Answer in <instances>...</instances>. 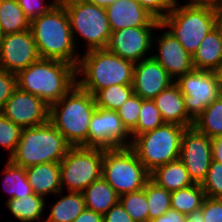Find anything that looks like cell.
I'll list each match as a JSON object with an SVG mask.
<instances>
[{
	"label": "cell",
	"instance_id": "cell-45",
	"mask_svg": "<svg viewBox=\"0 0 222 222\" xmlns=\"http://www.w3.org/2000/svg\"><path fill=\"white\" fill-rule=\"evenodd\" d=\"M74 222H103V215L86 208Z\"/></svg>",
	"mask_w": 222,
	"mask_h": 222
},
{
	"label": "cell",
	"instance_id": "cell-26",
	"mask_svg": "<svg viewBox=\"0 0 222 222\" xmlns=\"http://www.w3.org/2000/svg\"><path fill=\"white\" fill-rule=\"evenodd\" d=\"M6 206L20 222H35L37 220L41 222L46 205L44 197L33 193L29 196H23L21 199H7Z\"/></svg>",
	"mask_w": 222,
	"mask_h": 222
},
{
	"label": "cell",
	"instance_id": "cell-31",
	"mask_svg": "<svg viewBox=\"0 0 222 222\" xmlns=\"http://www.w3.org/2000/svg\"><path fill=\"white\" fill-rule=\"evenodd\" d=\"M133 93L132 85H112L94 95L95 104L96 107L117 111Z\"/></svg>",
	"mask_w": 222,
	"mask_h": 222
},
{
	"label": "cell",
	"instance_id": "cell-19",
	"mask_svg": "<svg viewBox=\"0 0 222 222\" xmlns=\"http://www.w3.org/2000/svg\"><path fill=\"white\" fill-rule=\"evenodd\" d=\"M111 32L128 27H158L156 20L135 0H118L106 8Z\"/></svg>",
	"mask_w": 222,
	"mask_h": 222
},
{
	"label": "cell",
	"instance_id": "cell-3",
	"mask_svg": "<svg viewBox=\"0 0 222 222\" xmlns=\"http://www.w3.org/2000/svg\"><path fill=\"white\" fill-rule=\"evenodd\" d=\"M96 109L94 96L77 83L59 101L49 106V122L72 147H88V131Z\"/></svg>",
	"mask_w": 222,
	"mask_h": 222
},
{
	"label": "cell",
	"instance_id": "cell-46",
	"mask_svg": "<svg viewBox=\"0 0 222 222\" xmlns=\"http://www.w3.org/2000/svg\"><path fill=\"white\" fill-rule=\"evenodd\" d=\"M212 140V159L222 163V136L215 137Z\"/></svg>",
	"mask_w": 222,
	"mask_h": 222
},
{
	"label": "cell",
	"instance_id": "cell-41",
	"mask_svg": "<svg viewBox=\"0 0 222 222\" xmlns=\"http://www.w3.org/2000/svg\"><path fill=\"white\" fill-rule=\"evenodd\" d=\"M200 210L205 222H222V198L206 197Z\"/></svg>",
	"mask_w": 222,
	"mask_h": 222
},
{
	"label": "cell",
	"instance_id": "cell-6",
	"mask_svg": "<svg viewBox=\"0 0 222 222\" xmlns=\"http://www.w3.org/2000/svg\"><path fill=\"white\" fill-rule=\"evenodd\" d=\"M221 20V9L173 6L160 24L161 30L168 28L167 31L193 55L198 50L201 41Z\"/></svg>",
	"mask_w": 222,
	"mask_h": 222
},
{
	"label": "cell",
	"instance_id": "cell-9",
	"mask_svg": "<svg viewBox=\"0 0 222 222\" xmlns=\"http://www.w3.org/2000/svg\"><path fill=\"white\" fill-rule=\"evenodd\" d=\"M59 1L67 12L75 46V35L79 34L86 42V51L105 49L111 35L106 9L83 0Z\"/></svg>",
	"mask_w": 222,
	"mask_h": 222
},
{
	"label": "cell",
	"instance_id": "cell-32",
	"mask_svg": "<svg viewBox=\"0 0 222 222\" xmlns=\"http://www.w3.org/2000/svg\"><path fill=\"white\" fill-rule=\"evenodd\" d=\"M149 208V221L158 218L171 209V192L149 179L145 184Z\"/></svg>",
	"mask_w": 222,
	"mask_h": 222
},
{
	"label": "cell",
	"instance_id": "cell-16",
	"mask_svg": "<svg viewBox=\"0 0 222 222\" xmlns=\"http://www.w3.org/2000/svg\"><path fill=\"white\" fill-rule=\"evenodd\" d=\"M40 58L31 29L3 35L0 69L18 73Z\"/></svg>",
	"mask_w": 222,
	"mask_h": 222
},
{
	"label": "cell",
	"instance_id": "cell-48",
	"mask_svg": "<svg viewBox=\"0 0 222 222\" xmlns=\"http://www.w3.org/2000/svg\"><path fill=\"white\" fill-rule=\"evenodd\" d=\"M85 2L95 4L97 6H100L102 8H107L109 5L115 3L118 0H83Z\"/></svg>",
	"mask_w": 222,
	"mask_h": 222
},
{
	"label": "cell",
	"instance_id": "cell-22",
	"mask_svg": "<svg viewBox=\"0 0 222 222\" xmlns=\"http://www.w3.org/2000/svg\"><path fill=\"white\" fill-rule=\"evenodd\" d=\"M33 193L46 198L62 191L60 163H41L25 168Z\"/></svg>",
	"mask_w": 222,
	"mask_h": 222
},
{
	"label": "cell",
	"instance_id": "cell-42",
	"mask_svg": "<svg viewBox=\"0 0 222 222\" xmlns=\"http://www.w3.org/2000/svg\"><path fill=\"white\" fill-rule=\"evenodd\" d=\"M103 222H134L127 214L124 207L118 202L106 214L103 215Z\"/></svg>",
	"mask_w": 222,
	"mask_h": 222
},
{
	"label": "cell",
	"instance_id": "cell-40",
	"mask_svg": "<svg viewBox=\"0 0 222 222\" xmlns=\"http://www.w3.org/2000/svg\"><path fill=\"white\" fill-rule=\"evenodd\" d=\"M17 88L16 73L8 72L0 69V112L2 111L5 102Z\"/></svg>",
	"mask_w": 222,
	"mask_h": 222
},
{
	"label": "cell",
	"instance_id": "cell-23",
	"mask_svg": "<svg viewBox=\"0 0 222 222\" xmlns=\"http://www.w3.org/2000/svg\"><path fill=\"white\" fill-rule=\"evenodd\" d=\"M150 179L169 192L177 191L194 184L180 159L157 167L150 173Z\"/></svg>",
	"mask_w": 222,
	"mask_h": 222
},
{
	"label": "cell",
	"instance_id": "cell-44",
	"mask_svg": "<svg viewBox=\"0 0 222 222\" xmlns=\"http://www.w3.org/2000/svg\"><path fill=\"white\" fill-rule=\"evenodd\" d=\"M186 215L178 212L174 209H169L165 214L162 216L152 219L149 222H185Z\"/></svg>",
	"mask_w": 222,
	"mask_h": 222
},
{
	"label": "cell",
	"instance_id": "cell-17",
	"mask_svg": "<svg viewBox=\"0 0 222 222\" xmlns=\"http://www.w3.org/2000/svg\"><path fill=\"white\" fill-rule=\"evenodd\" d=\"M173 83L174 80L152 55L134 65L133 92L142 99L153 100Z\"/></svg>",
	"mask_w": 222,
	"mask_h": 222
},
{
	"label": "cell",
	"instance_id": "cell-36",
	"mask_svg": "<svg viewBox=\"0 0 222 222\" xmlns=\"http://www.w3.org/2000/svg\"><path fill=\"white\" fill-rule=\"evenodd\" d=\"M143 99L136 94H132L126 102L117 110L124 127L131 133L137 125L139 111L142 108Z\"/></svg>",
	"mask_w": 222,
	"mask_h": 222
},
{
	"label": "cell",
	"instance_id": "cell-34",
	"mask_svg": "<svg viewBox=\"0 0 222 222\" xmlns=\"http://www.w3.org/2000/svg\"><path fill=\"white\" fill-rule=\"evenodd\" d=\"M165 122L162 120L159 109L153 100L143 99L142 108L139 111L138 122L136 128L130 133L132 140L143 133L160 127Z\"/></svg>",
	"mask_w": 222,
	"mask_h": 222
},
{
	"label": "cell",
	"instance_id": "cell-8",
	"mask_svg": "<svg viewBox=\"0 0 222 222\" xmlns=\"http://www.w3.org/2000/svg\"><path fill=\"white\" fill-rule=\"evenodd\" d=\"M102 177L120 196L145 187L150 173L131 147L104 149Z\"/></svg>",
	"mask_w": 222,
	"mask_h": 222
},
{
	"label": "cell",
	"instance_id": "cell-13",
	"mask_svg": "<svg viewBox=\"0 0 222 222\" xmlns=\"http://www.w3.org/2000/svg\"><path fill=\"white\" fill-rule=\"evenodd\" d=\"M179 159L193 182L201 184L212 160V140L195 127H187L181 138Z\"/></svg>",
	"mask_w": 222,
	"mask_h": 222
},
{
	"label": "cell",
	"instance_id": "cell-7",
	"mask_svg": "<svg viewBox=\"0 0 222 222\" xmlns=\"http://www.w3.org/2000/svg\"><path fill=\"white\" fill-rule=\"evenodd\" d=\"M186 127L164 123L152 131L140 134L132 140L131 148L140 162L151 173L180 158L181 138Z\"/></svg>",
	"mask_w": 222,
	"mask_h": 222
},
{
	"label": "cell",
	"instance_id": "cell-28",
	"mask_svg": "<svg viewBox=\"0 0 222 222\" xmlns=\"http://www.w3.org/2000/svg\"><path fill=\"white\" fill-rule=\"evenodd\" d=\"M206 198L200 183L171 192V209L188 215L200 210Z\"/></svg>",
	"mask_w": 222,
	"mask_h": 222
},
{
	"label": "cell",
	"instance_id": "cell-21",
	"mask_svg": "<svg viewBox=\"0 0 222 222\" xmlns=\"http://www.w3.org/2000/svg\"><path fill=\"white\" fill-rule=\"evenodd\" d=\"M194 69L216 72L222 64V21L201 41L192 55Z\"/></svg>",
	"mask_w": 222,
	"mask_h": 222
},
{
	"label": "cell",
	"instance_id": "cell-25",
	"mask_svg": "<svg viewBox=\"0 0 222 222\" xmlns=\"http://www.w3.org/2000/svg\"><path fill=\"white\" fill-rule=\"evenodd\" d=\"M63 191L56 194L60 199L50 207V213L44 222H74V220L86 209L82 192Z\"/></svg>",
	"mask_w": 222,
	"mask_h": 222
},
{
	"label": "cell",
	"instance_id": "cell-30",
	"mask_svg": "<svg viewBox=\"0 0 222 222\" xmlns=\"http://www.w3.org/2000/svg\"><path fill=\"white\" fill-rule=\"evenodd\" d=\"M193 127L210 139L222 136V94L194 120Z\"/></svg>",
	"mask_w": 222,
	"mask_h": 222
},
{
	"label": "cell",
	"instance_id": "cell-47",
	"mask_svg": "<svg viewBox=\"0 0 222 222\" xmlns=\"http://www.w3.org/2000/svg\"><path fill=\"white\" fill-rule=\"evenodd\" d=\"M185 222H205L201 210L186 215Z\"/></svg>",
	"mask_w": 222,
	"mask_h": 222
},
{
	"label": "cell",
	"instance_id": "cell-2",
	"mask_svg": "<svg viewBox=\"0 0 222 222\" xmlns=\"http://www.w3.org/2000/svg\"><path fill=\"white\" fill-rule=\"evenodd\" d=\"M16 75L20 90L41 98L49 106L77 83L76 67L56 59L39 58Z\"/></svg>",
	"mask_w": 222,
	"mask_h": 222
},
{
	"label": "cell",
	"instance_id": "cell-38",
	"mask_svg": "<svg viewBox=\"0 0 222 222\" xmlns=\"http://www.w3.org/2000/svg\"><path fill=\"white\" fill-rule=\"evenodd\" d=\"M44 1L45 0H17L18 5L30 22L47 13L59 0H53L49 4H45Z\"/></svg>",
	"mask_w": 222,
	"mask_h": 222
},
{
	"label": "cell",
	"instance_id": "cell-35",
	"mask_svg": "<svg viewBox=\"0 0 222 222\" xmlns=\"http://www.w3.org/2000/svg\"><path fill=\"white\" fill-rule=\"evenodd\" d=\"M22 127L14 124L0 112V146L9 151L11 157L20 141Z\"/></svg>",
	"mask_w": 222,
	"mask_h": 222
},
{
	"label": "cell",
	"instance_id": "cell-11",
	"mask_svg": "<svg viewBox=\"0 0 222 222\" xmlns=\"http://www.w3.org/2000/svg\"><path fill=\"white\" fill-rule=\"evenodd\" d=\"M174 83L183 94L188 116L194 121L221 94L219 78L214 71L193 69Z\"/></svg>",
	"mask_w": 222,
	"mask_h": 222
},
{
	"label": "cell",
	"instance_id": "cell-18",
	"mask_svg": "<svg viewBox=\"0 0 222 222\" xmlns=\"http://www.w3.org/2000/svg\"><path fill=\"white\" fill-rule=\"evenodd\" d=\"M156 40L158 52L152 57L174 81L194 69L192 55L170 32L164 31Z\"/></svg>",
	"mask_w": 222,
	"mask_h": 222
},
{
	"label": "cell",
	"instance_id": "cell-24",
	"mask_svg": "<svg viewBox=\"0 0 222 222\" xmlns=\"http://www.w3.org/2000/svg\"><path fill=\"white\" fill-rule=\"evenodd\" d=\"M85 207L101 215L119 202V195L103 178L95 180L82 191Z\"/></svg>",
	"mask_w": 222,
	"mask_h": 222
},
{
	"label": "cell",
	"instance_id": "cell-20",
	"mask_svg": "<svg viewBox=\"0 0 222 222\" xmlns=\"http://www.w3.org/2000/svg\"><path fill=\"white\" fill-rule=\"evenodd\" d=\"M153 101L165 123H174L186 128L193 126L194 121L187 114L183 94L175 83L161 91Z\"/></svg>",
	"mask_w": 222,
	"mask_h": 222
},
{
	"label": "cell",
	"instance_id": "cell-1",
	"mask_svg": "<svg viewBox=\"0 0 222 222\" xmlns=\"http://www.w3.org/2000/svg\"><path fill=\"white\" fill-rule=\"evenodd\" d=\"M30 29L40 58L61 60L78 67L81 54L76 50L68 15L60 1L33 19Z\"/></svg>",
	"mask_w": 222,
	"mask_h": 222
},
{
	"label": "cell",
	"instance_id": "cell-50",
	"mask_svg": "<svg viewBox=\"0 0 222 222\" xmlns=\"http://www.w3.org/2000/svg\"><path fill=\"white\" fill-rule=\"evenodd\" d=\"M2 38H3V33H2V31H1V28H0V46H1Z\"/></svg>",
	"mask_w": 222,
	"mask_h": 222
},
{
	"label": "cell",
	"instance_id": "cell-39",
	"mask_svg": "<svg viewBox=\"0 0 222 222\" xmlns=\"http://www.w3.org/2000/svg\"><path fill=\"white\" fill-rule=\"evenodd\" d=\"M156 20L162 21L173 9L172 0H135ZM164 11V12H163Z\"/></svg>",
	"mask_w": 222,
	"mask_h": 222
},
{
	"label": "cell",
	"instance_id": "cell-29",
	"mask_svg": "<svg viewBox=\"0 0 222 222\" xmlns=\"http://www.w3.org/2000/svg\"><path fill=\"white\" fill-rule=\"evenodd\" d=\"M3 188L8 192L9 198H19L33 194L31 185L28 183L26 170L14 165L9 159L5 163Z\"/></svg>",
	"mask_w": 222,
	"mask_h": 222
},
{
	"label": "cell",
	"instance_id": "cell-14",
	"mask_svg": "<svg viewBox=\"0 0 222 222\" xmlns=\"http://www.w3.org/2000/svg\"><path fill=\"white\" fill-rule=\"evenodd\" d=\"M152 29L160 30L161 24L158 27H128L113 31L105 49L133 63L140 62L146 59L154 46Z\"/></svg>",
	"mask_w": 222,
	"mask_h": 222
},
{
	"label": "cell",
	"instance_id": "cell-49",
	"mask_svg": "<svg viewBox=\"0 0 222 222\" xmlns=\"http://www.w3.org/2000/svg\"><path fill=\"white\" fill-rule=\"evenodd\" d=\"M216 73L218 75L220 86H221V89H222V64L219 67V69L216 71Z\"/></svg>",
	"mask_w": 222,
	"mask_h": 222
},
{
	"label": "cell",
	"instance_id": "cell-5",
	"mask_svg": "<svg viewBox=\"0 0 222 222\" xmlns=\"http://www.w3.org/2000/svg\"><path fill=\"white\" fill-rule=\"evenodd\" d=\"M72 146L49 121L23 128L20 141L9 160L27 168L41 163H60Z\"/></svg>",
	"mask_w": 222,
	"mask_h": 222
},
{
	"label": "cell",
	"instance_id": "cell-27",
	"mask_svg": "<svg viewBox=\"0 0 222 222\" xmlns=\"http://www.w3.org/2000/svg\"><path fill=\"white\" fill-rule=\"evenodd\" d=\"M30 23L17 0L0 1V28L3 35L28 30Z\"/></svg>",
	"mask_w": 222,
	"mask_h": 222
},
{
	"label": "cell",
	"instance_id": "cell-10",
	"mask_svg": "<svg viewBox=\"0 0 222 222\" xmlns=\"http://www.w3.org/2000/svg\"><path fill=\"white\" fill-rule=\"evenodd\" d=\"M104 148L71 147L60 162L61 188L68 192H82L102 177Z\"/></svg>",
	"mask_w": 222,
	"mask_h": 222
},
{
	"label": "cell",
	"instance_id": "cell-43",
	"mask_svg": "<svg viewBox=\"0 0 222 222\" xmlns=\"http://www.w3.org/2000/svg\"><path fill=\"white\" fill-rule=\"evenodd\" d=\"M174 6L208 7L211 9H222V0H188L184 5L178 4V0H172Z\"/></svg>",
	"mask_w": 222,
	"mask_h": 222
},
{
	"label": "cell",
	"instance_id": "cell-37",
	"mask_svg": "<svg viewBox=\"0 0 222 222\" xmlns=\"http://www.w3.org/2000/svg\"><path fill=\"white\" fill-rule=\"evenodd\" d=\"M201 186L206 197L222 198V163L211 160L206 178Z\"/></svg>",
	"mask_w": 222,
	"mask_h": 222
},
{
	"label": "cell",
	"instance_id": "cell-12",
	"mask_svg": "<svg viewBox=\"0 0 222 222\" xmlns=\"http://www.w3.org/2000/svg\"><path fill=\"white\" fill-rule=\"evenodd\" d=\"M129 138V140H128ZM132 138L117 111L96 107L88 131V147H131Z\"/></svg>",
	"mask_w": 222,
	"mask_h": 222
},
{
	"label": "cell",
	"instance_id": "cell-15",
	"mask_svg": "<svg viewBox=\"0 0 222 222\" xmlns=\"http://www.w3.org/2000/svg\"><path fill=\"white\" fill-rule=\"evenodd\" d=\"M1 113L22 128L39 126L49 121V105L18 87L5 102Z\"/></svg>",
	"mask_w": 222,
	"mask_h": 222
},
{
	"label": "cell",
	"instance_id": "cell-4",
	"mask_svg": "<svg viewBox=\"0 0 222 222\" xmlns=\"http://www.w3.org/2000/svg\"><path fill=\"white\" fill-rule=\"evenodd\" d=\"M134 65L106 49L88 50L80 55L77 84L93 96L112 85H132Z\"/></svg>",
	"mask_w": 222,
	"mask_h": 222
},
{
	"label": "cell",
	"instance_id": "cell-33",
	"mask_svg": "<svg viewBox=\"0 0 222 222\" xmlns=\"http://www.w3.org/2000/svg\"><path fill=\"white\" fill-rule=\"evenodd\" d=\"M119 203L134 222H149V208L145 187L137 192L120 195Z\"/></svg>",
	"mask_w": 222,
	"mask_h": 222
}]
</instances>
